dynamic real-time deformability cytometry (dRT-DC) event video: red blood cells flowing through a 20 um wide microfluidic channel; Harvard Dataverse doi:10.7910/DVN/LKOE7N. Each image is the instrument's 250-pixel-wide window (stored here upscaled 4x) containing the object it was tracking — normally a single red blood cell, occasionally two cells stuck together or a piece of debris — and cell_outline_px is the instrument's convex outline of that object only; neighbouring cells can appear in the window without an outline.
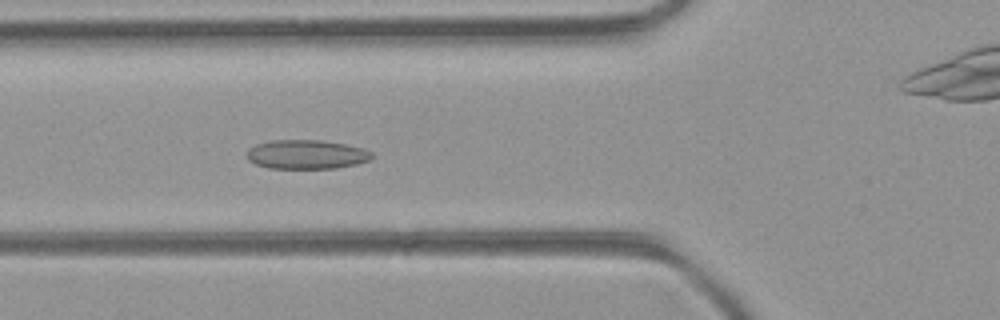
{"species": "common noctule bat (a hibernating species)", "species_latin": "Nyctalus noctula", "temperature_condition": "room temperature", "stored_images_in_passage": 53, "camera_frame_rate_fps": 3000, "um_per_image_px": 0.085, "animal": {"sex": "female", "body_mass_g": 21.9}, "frame": {"image": 1, "passage_image": 18, "time_ms": 5.667, "image_size_px": [1000, 320], "cell_outline_px": [[372, 156], [368, 160], [356, 164], [336, 168], [268, 168], [256, 164], [248, 160], [248, 148], [256, 144], [272, 140], [320, 140], [348, 144], [364, 148], [372, 152]], "centroid_in_image_um": [26.06, 13.12], "position_along_channel_um": 99.7, "area_um2": 21.21}}
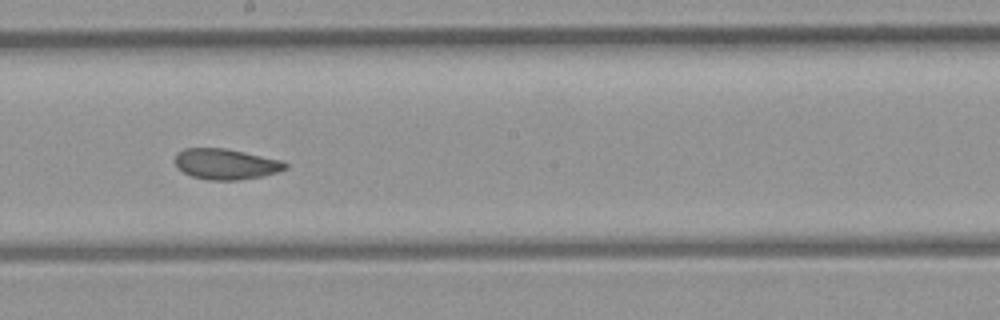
{"frame": {"image": 2, "passage_image": 28, "time_ms": 9.0, "image_size_px": [1000, 320], "cell_outline_px": [[288, 168], [276, 172], [260, 176], [236, 180], [208, 180], [192, 176], [184, 172], [176, 164], [176, 152], [184, 148], [224, 148], [284, 160], [288, 164]], "centroid_in_image_um": [19.22, 13.93], "position_along_channel_um": 229.0, "area_um2": 19.59}}
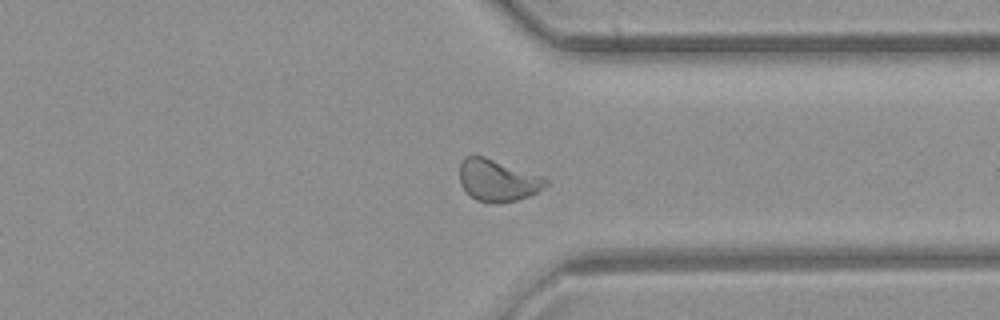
{"frame": {"image": 3, "passage_image": 39, "time_ms": 12.667, "image_size_px": [1000, 320], "cell_outline_px": [[548, 184], [544, 188], [532, 196], [516, 200], [476, 200], [460, 184], [460, 164], [464, 156], [484, 156], [544, 176], [548, 180]], "centroid_in_image_um": [42.35, 15.28], "position_along_channel_um": 369.1, "area_um2": 20.63}, "authors_computed_cell_mechanics": {"area_um2": 21.2126, "velocity_mm_per_s": 3.8637, "shape_relaxation_time_tau1_ms": null, "shape_relaxation_time_tau2_ms": 1.7203, "deformation_change_tau1": null, "deformation_change_tau2": 0.0755}}